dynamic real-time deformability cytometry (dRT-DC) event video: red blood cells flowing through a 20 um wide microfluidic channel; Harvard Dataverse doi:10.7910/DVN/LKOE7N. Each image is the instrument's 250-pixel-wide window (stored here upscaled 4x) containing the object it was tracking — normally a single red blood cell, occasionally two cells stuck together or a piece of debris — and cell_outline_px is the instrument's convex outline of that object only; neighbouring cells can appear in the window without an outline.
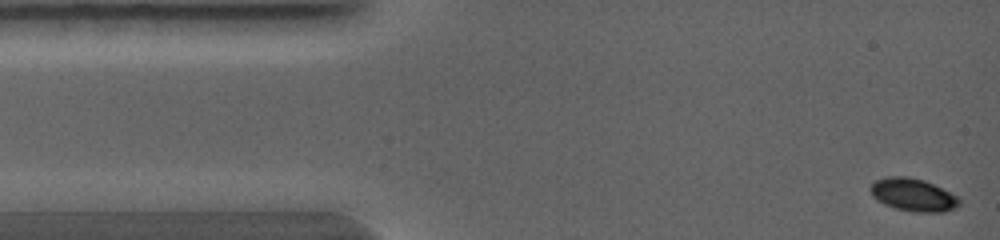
{"species": "common noctule bat (a hibernating species)", "species_latin": "Nyctalus noctula", "temperature_condition": "warm", "stored_images_in_passage": 4, "camera_frame_rate_fps": 5000, "um_per_image_px": 0.085, "animal": {"sex": "female", "body_mass_g": 19.0, "forearm_length_mm": 56.7}, "frame": {"image": 1, "passage_image": 1, "time_ms": 0.0, "image_size_px": [1000, 240], "cell_outline_px": [[960, 204], [944, 212], [912, 212], [896, 208], [884, 204], [876, 200], [872, 196], [872, 184], [876, 180], [888, 176], [908, 176], [924, 180], [960, 196]], "centroid_in_image_um": [77.64, 16.56], "position_along_channel_um": 7.4, "area_um2": 16.99}}
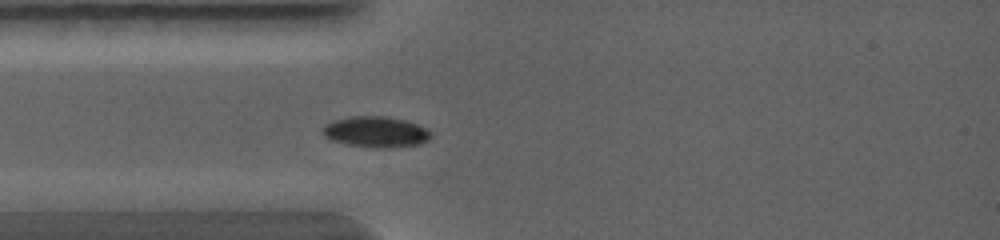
{"frame": {"image": 2, "passage_image": 4, "time_ms": 2.0, "image_size_px": [1000, 240], "cell_outline_px": [[432, 136], [428, 140], [420, 144], [388, 148], [384, 148], [348, 144], [332, 140], [324, 136], [320, 128], [324, 124], [332, 120], [348, 116], [388, 116], [404, 120], [416, 124], [432, 132]], "centroid_in_image_um": [31.91, 11.19], "position_along_channel_um": 53.1, "area_um2": 19.54}}